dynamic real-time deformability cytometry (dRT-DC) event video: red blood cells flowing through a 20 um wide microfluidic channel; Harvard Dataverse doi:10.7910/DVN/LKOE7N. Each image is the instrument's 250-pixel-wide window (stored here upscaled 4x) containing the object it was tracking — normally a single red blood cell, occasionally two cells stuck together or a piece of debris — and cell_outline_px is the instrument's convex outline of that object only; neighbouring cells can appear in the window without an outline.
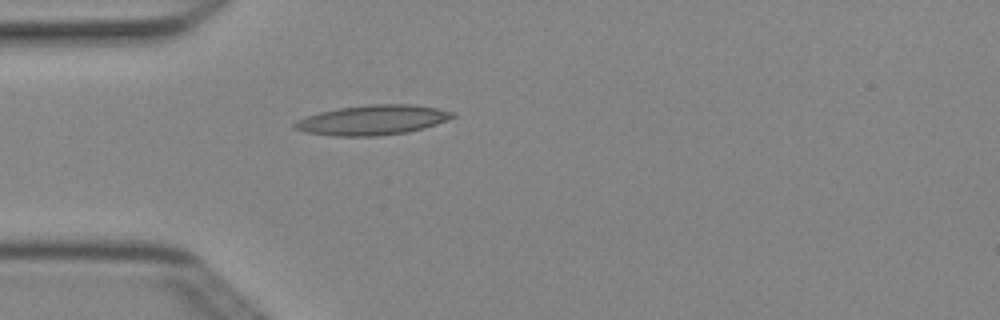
{"species": "Egyptian fruit bat (a non-hibernating species)", "species_latin": "Rousettus aegyptiacus", "temperature_condition": "cold", "stored_images_in_passage": 6, "camera_frame_rate_fps": 3000, "um_per_image_px": 0.085, "animal": {"sex": "female"}, "frame": {"image": 1, "passage_image": 6, "time_ms": 1.667, "image_size_px": [1000, 320], "cell_outline_px": [[456, 116], [436, 124], [424, 128], [408, 132], [376, 136], [336, 136], [304, 132], [292, 128], [292, 124], [296, 120], [320, 112], [340, 108], [368, 104], [412, 104], [436, 108], [452, 112]], "centroid_in_image_um": [31.63, 10.2], "position_along_channel_um": 53.4, "area_um2": 27.4}}